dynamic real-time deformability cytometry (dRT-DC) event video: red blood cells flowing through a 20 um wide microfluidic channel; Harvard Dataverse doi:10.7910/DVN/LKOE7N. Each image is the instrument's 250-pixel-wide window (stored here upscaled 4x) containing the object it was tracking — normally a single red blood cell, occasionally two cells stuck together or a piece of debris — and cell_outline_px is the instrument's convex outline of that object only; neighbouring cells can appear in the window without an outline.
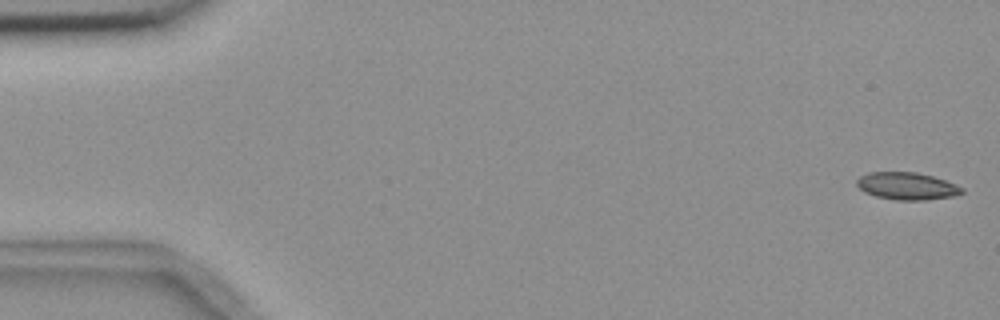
{"species": "common noctule bat (a hibernating species)", "species_latin": "Nyctalus noctula", "temperature_condition": "room temperature", "stored_images_in_passage": 4, "camera_frame_rate_fps": 3000, "um_per_image_px": 0.085, "animal": {"sex": "female", "body_mass_g": 18.4}, "frame": {"image": 1, "passage_image": 1, "time_ms": 0.0, "image_size_px": [1000, 320], "cell_outline_px": [[964, 192], [952, 196], [924, 200], [896, 200], [876, 196], [864, 192], [856, 184], [856, 180], [860, 176], [868, 172], [916, 172], [932, 176], [944, 180], [964, 188]], "centroid_in_image_um": [77.06, 15.81], "position_along_channel_um": 7.9, "area_um2": 16.65}}